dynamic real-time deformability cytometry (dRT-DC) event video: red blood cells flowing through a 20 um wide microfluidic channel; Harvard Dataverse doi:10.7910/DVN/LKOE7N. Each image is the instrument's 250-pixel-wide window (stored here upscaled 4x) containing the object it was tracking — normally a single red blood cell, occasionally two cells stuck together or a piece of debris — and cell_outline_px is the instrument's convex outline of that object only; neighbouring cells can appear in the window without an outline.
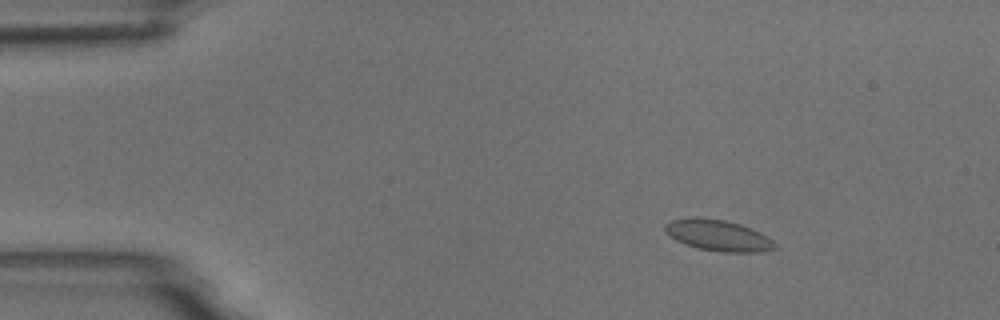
{"species": "common noctule bat (a hibernating species)", "species_latin": "Nyctalus noctula", "temperature_condition": "room temperature", "stored_images_in_passage": 4, "camera_frame_rate_fps": 3000, "um_per_image_px": 0.085, "animal": {"sex": "male", "body_mass_g": 18.8}, "frame": {"image": 1, "passage_image": 1, "time_ms": 0.0, "image_size_px": [1000, 320], "cell_outline_px": [[776, 248], [760, 252], [724, 252], [700, 248], [684, 244], [676, 240], [664, 228], [664, 224], [672, 220], [696, 216], [724, 220], [740, 224], [760, 232], [768, 236], [776, 244]], "centroid_in_image_um": [61.06, 20.0], "position_along_channel_um": 23.9, "area_um2": 19.77}}
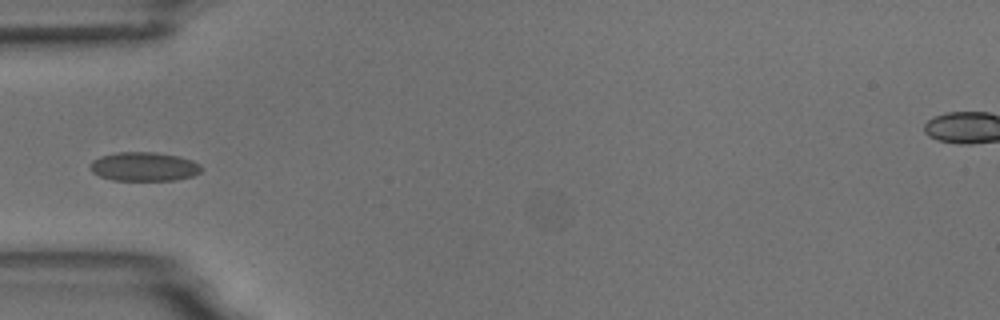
{"frame": {"image": 2, "passage_image": 3, "time_ms": 3.333, "image_size_px": [1000, 320], "cell_outline_px": [[200, 172], [192, 176], [172, 180], [112, 180], [100, 176], [92, 172], [88, 168], [88, 164], [92, 160], [100, 156], [116, 152], [156, 152], [180, 156], [192, 160], [200, 164]], "centroid_in_image_um": [12.19, 14.15], "position_along_channel_um": 72.8, "area_um2": 18.9}}